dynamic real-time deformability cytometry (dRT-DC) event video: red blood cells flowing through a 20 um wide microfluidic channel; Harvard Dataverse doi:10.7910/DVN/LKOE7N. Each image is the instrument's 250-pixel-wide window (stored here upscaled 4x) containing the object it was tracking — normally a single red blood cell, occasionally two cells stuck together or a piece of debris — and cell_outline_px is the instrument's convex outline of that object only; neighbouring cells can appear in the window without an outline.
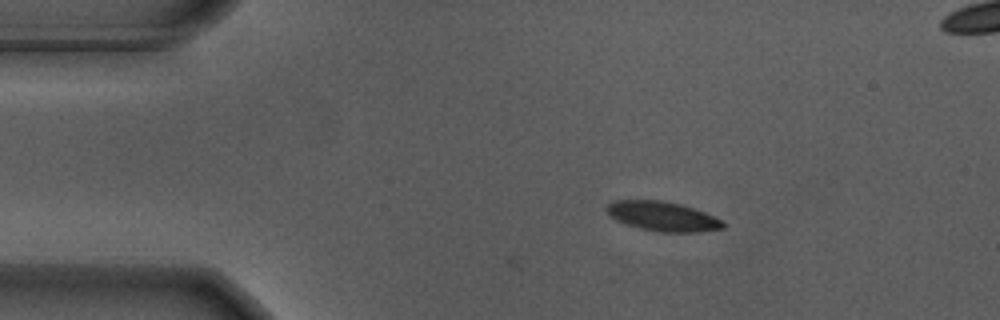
{"species": "Egyptian fruit bat (a non-hibernating species)", "species_latin": "Rousettus aegyptiacus", "temperature_condition": "warm", "stored_images_in_passage": 3, "camera_frame_rate_fps": 3000, "um_per_image_px": 0.085, "animal": {"sex": "male"}, "frame": {"image": 1, "passage_image": 1, "time_ms": 0.0, "image_size_px": [1000, 320], "cell_outline_px": [[724, 228], [700, 232], [660, 232], [640, 228], [624, 224], [608, 216], [604, 208], [612, 200], [660, 200], [680, 204], [704, 212], [720, 220], [724, 224]], "centroid_in_image_um": [56.24, 18.39], "position_along_channel_um": 28.8, "area_um2": 20.06}}